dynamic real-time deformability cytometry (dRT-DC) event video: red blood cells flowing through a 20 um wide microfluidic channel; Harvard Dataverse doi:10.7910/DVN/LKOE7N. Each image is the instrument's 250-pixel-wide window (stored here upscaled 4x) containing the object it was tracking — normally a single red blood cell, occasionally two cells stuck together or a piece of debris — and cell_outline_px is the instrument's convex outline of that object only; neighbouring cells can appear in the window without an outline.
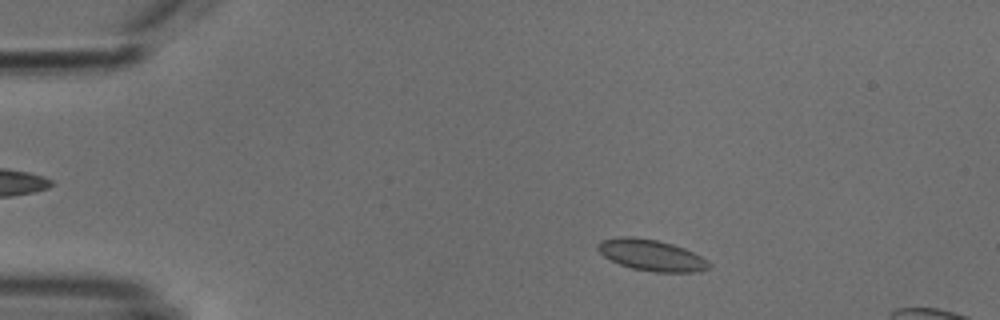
{"species": "common noctule bat (a hibernating species)", "species_latin": "Nyctalus noctula", "temperature_condition": "cold", "stored_images_in_passage": 49, "camera_frame_rate_fps": 3000, "um_per_image_px": 0.085, "animal": {"sex": "male", "body_mass_g": 18.8}, "frame": {"image": 1, "passage_image": 7, "time_ms": 2.0, "image_size_px": [1000, 320], "cell_outline_px": [[712, 268], [696, 272], [656, 272], [632, 268], [620, 264], [604, 256], [596, 248], [596, 244], [600, 240], [616, 236], [632, 236], [656, 240], [672, 244], [684, 248], [708, 260], [712, 264]], "centroid_in_image_um": [55.37, 21.68], "position_along_channel_um": 29.6, "area_um2": 20.35}}
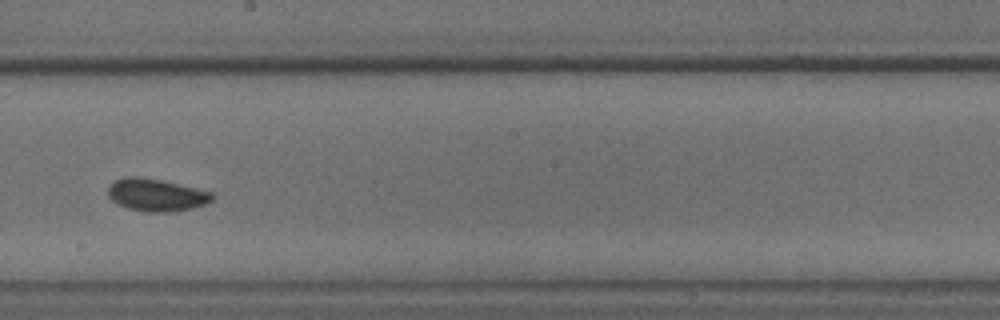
{"frame": {"image": 2, "passage_image": 28, "time_ms": 9.0, "image_size_px": [1000, 320], "cell_outline_px": [[216, 196], [212, 200], [204, 204], [192, 208], [172, 212], [144, 212], [128, 208], [116, 204], [108, 196], [108, 188], [116, 180], [124, 176], [136, 176], [164, 180], [212, 192]], "centroid_in_image_um": [13.29, 16.57], "position_along_channel_um": 234.9, "area_um2": 19.88}}
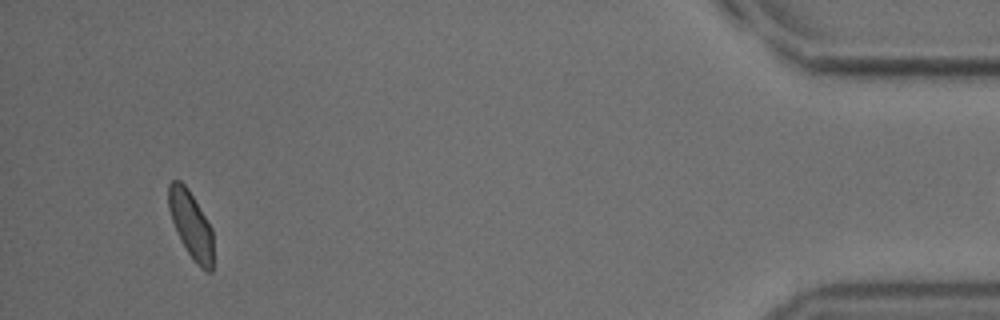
{"frame": {"image": 3, "passage_image": 48, "time_ms": 15.667, "image_size_px": [1000, 320], "cell_outline_px": [[212, 272], [208, 272], [200, 268], [192, 260], [172, 220], [168, 208], [168, 184], [172, 180], [180, 180], [188, 188], [212, 228]], "centroid_in_image_um": [16.23, 19.08], "position_along_channel_um": 419.0, "area_um2": 17.22}}